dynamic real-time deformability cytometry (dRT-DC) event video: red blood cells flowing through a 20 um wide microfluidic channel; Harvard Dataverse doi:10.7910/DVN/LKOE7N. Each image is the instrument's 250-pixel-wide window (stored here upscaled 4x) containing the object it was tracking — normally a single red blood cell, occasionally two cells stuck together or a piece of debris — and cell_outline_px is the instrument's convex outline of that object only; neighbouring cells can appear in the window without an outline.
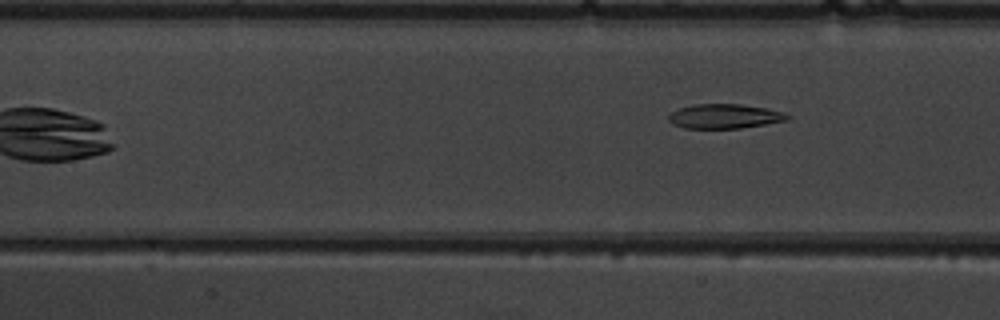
{"species": "common noctule bat (a hibernating species)", "species_latin": "Nyctalus noctula", "temperature_condition": "warm", "stored_images_in_passage": 7, "camera_frame_rate_fps": 3000, "um_per_image_px": 0.085, "animal": {"sex": "male", "body_mass_g": 19.5, "forearm_length_mm": 54.6}, "frame": {"image": 1, "passage_image": 7, "time_ms": 7.0, "image_size_px": [1000, 320], "cell_outline_px": [[792, 116], [788, 120], [740, 128], [684, 128], [672, 124], [668, 120], [668, 116], [672, 112], [680, 108], [696, 104], [740, 104], [768, 108], [784, 112]], "centroid_in_image_um": [61.61, 9.88], "position_along_channel_um": 145.8, "area_um2": 16.94}}